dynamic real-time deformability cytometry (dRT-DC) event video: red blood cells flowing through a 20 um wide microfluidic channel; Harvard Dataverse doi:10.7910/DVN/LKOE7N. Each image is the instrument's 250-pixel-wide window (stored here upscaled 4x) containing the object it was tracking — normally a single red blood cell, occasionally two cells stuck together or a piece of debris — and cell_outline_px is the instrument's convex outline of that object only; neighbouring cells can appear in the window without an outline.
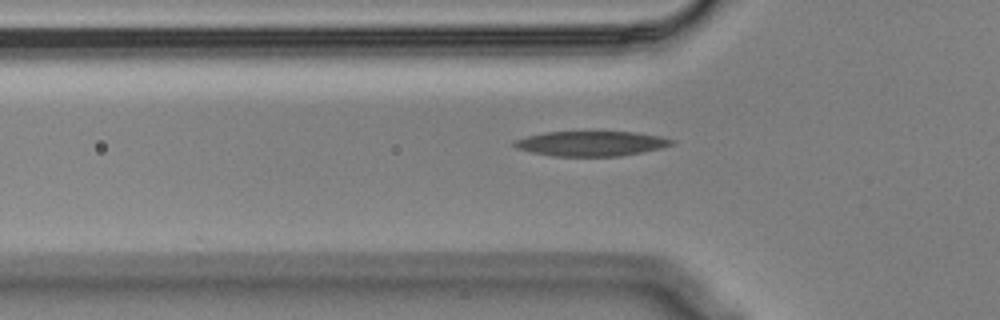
{"species": "Egyptian fruit bat (a non-hibernating species)", "species_latin": "Rousettus aegyptiacus", "temperature_condition": "cold", "stored_images_in_passage": 39, "camera_frame_rate_fps": 3000, "um_per_image_px": 0.085, "animal": {"sex": "male"}, "frame": {"image": 1, "passage_image": 6, "time_ms": 1.667, "image_size_px": [1000, 320], "cell_outline_px": [[676, 144], [644, 152], [620, 156], [552, 156], [532, 152], [516, 148], [512, 144], [516, 140], [528, 136], [544, 132], [636, 132], [660, 136], [676, 140]], "centroid_in_image_um": [50.3, 12.2], "position_along_channel_um": 75.5, "area_um2": 22.89}}
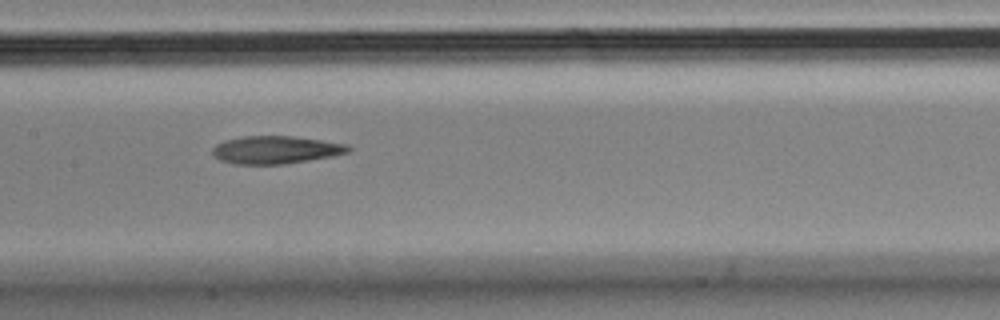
{"frame": {"image": 2, "passage_image": 15, "time_ms": 4.667, "image_size_px": [1000, 320], "cell_outline_px": [[352, 148], [348, 152], [332, 156], [284, 164], [232, 164], [220, 160], [212, 152], [212, 148], [216, 144], [224, 140], [244, 136], [292, 136], [348, 144]], "centroid_in_image_um": [23.42, 12.73], "position_along_channel_um": 184.0, "area_um2": 21.91}}
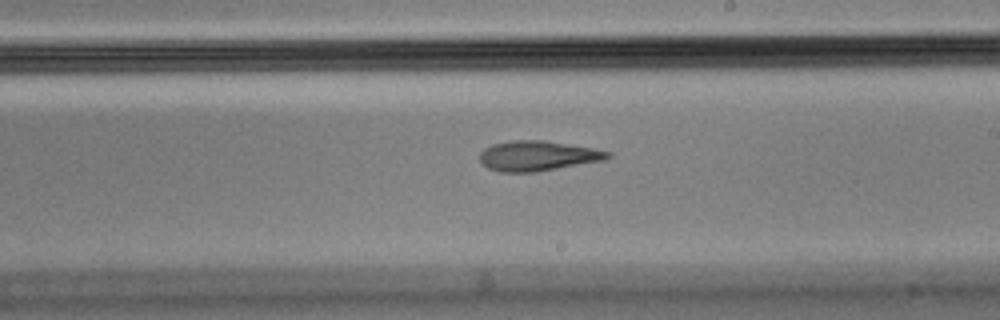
{"frame": {"image": 3, "passage_image": 20, "time_ms": 6.333, "image_size_px": [1000, 320], "cell_outline_px": [[612, 156], [604, 160], [536, 172], [500, 172], [488, 168], [480, 160], [480, 152], [484, 148], [492, 144], [512, 140], [544, 140], [592, 148], [612, 152]], "centroid_in_image_um": [45.7, 13.24], "position_along_channel_um": 243.3, "area_um2": 22.37}, "authors_computed_cell_mechanics": {"area_um2": 22.8888, "velocity_mm_per_s": 3.578, "shape_relaxation_time_tau1_ms": null, "shape_relaxation_time_tau2_ms": 5.9646, "deformation_change_tau1": null, "deformation_change_tau2": 0.1734}}